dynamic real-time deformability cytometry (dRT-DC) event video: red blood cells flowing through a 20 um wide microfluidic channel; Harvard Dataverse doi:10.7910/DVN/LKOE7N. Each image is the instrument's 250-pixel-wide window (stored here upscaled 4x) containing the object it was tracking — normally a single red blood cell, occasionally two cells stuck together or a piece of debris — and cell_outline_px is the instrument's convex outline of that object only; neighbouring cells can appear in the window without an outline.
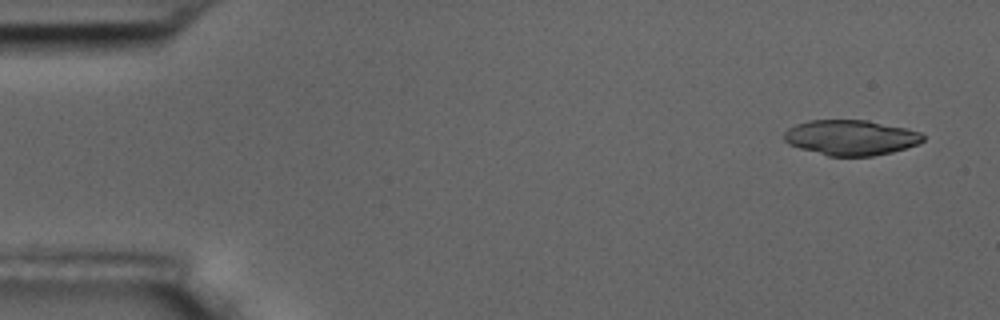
{"species": "common noctule bat (a hibernating species)", "species_latin": "Nyctalus noctula", "temperature_condition": "room temperature", "stored_images_in_passage": 6, "camera_frame_rate_fps": 3000, "um_per_image_px": 0.085, "animal": {"sex": "male", "body_mass_g": 17.5, "forearm_length_mm": 52.3}, "frame": {"image": 1, "passage_image": 1, "time_ms": 0.0, "image_size_px": [1000, 320], "cell_outline_px": [[924, 140], [916, 144], [892, 152], [872, 156], [828, 156], [800, 148], [788, 144], [784, 140], [784, 132], [788, 128], [796, 124], [808, 120], [868, 120], [908, 128], [920, 132], [924, 136]], "centroid_in_image_um": [72.31, 11.68], "position_along_channel_um": 12.7, "area_um2": 28.61}}